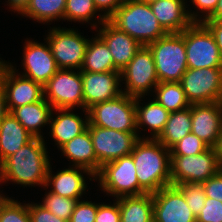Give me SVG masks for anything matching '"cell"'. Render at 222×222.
<instances>
[{"label":"cell","mask_w":222,"mask_h":222,"mask_svg":"<svg viewBox=\"0 0 222 222\" xmlns=\"http://www.w3.org/2000/svg\"><path fill=\"white\" fill-rule=\"evenodd\" d=\"M47 147L44 139L33 138L9 156L0 165L1 186L4 183H14L23 188L27 186H41L44 188L51 163Z\"/></svg>","instance_id":"obj_1"},{"label":"cell","mask_w":222,"mask_h":222,"mask_svg":"<svg viewBox=\"0 0 222 222\" xmlns=\"http://www.w3.org/2000/svg\"><path fill=\"white\" fill-rule=\"evenodd\" d=\"M139 185L147 193L171 185L170 149L157 139H139L131 152Z\"/></svg>","instance_id":"obj_2"},{"label":"cell","mask_w":222,"mask_h":222,"mask_svg":"<svg viewBox=\"0 0 222 222\" xmlns=\"http://www.w3.org/2000/svg\"><path fill=\"white\" fill-rule=\"evenodd\" d=\"M108 20L142 46H147L167 34L150 5L138 0H124Z\"/></svg>","instance_id":"obj_3"},{"label":"cell","mask_w":222,"mask_h":222,"mask_svg":"<svg viewBox=\"0 0 222 222\" xmlns=\"http://www.w3.org/2000/svg\"><path fill=\"white\" fill-rule=\"evenodd\" d=\"M147 47L152 52L159 83L180 82L188 69L185 30L180 33H167Z\"/></svg>","instance_id":"obj_4"},{"label":"cell","mask_w":222,"mask_h":222,"mask_svg":"<svg viewBox=\"0 0 222 222\" xmlns=\"http://www.w3.org/2000/svg\"><path fill=\"white\" fill-rule=\"evenodd\" d=\"M103 193L114 199L129 196H140L147 192L139 185L132 155L109 161L103 164L95 175Z\"/></svg>","instance_id":"obj_5"},{"label":"cell","mask_w":222,"mask_h":222,"mask_svg":"<svg viewBox=\"0 0 222 222\" xmlns=\"http://www.w3.org/2000/svg\"><path fill=\"white\" fill-rule=\"evenodd\" d=\"M88 124L123 132H137L135 97L121 94L88 110Z\"/></svg>","instance_id":"obj_6"},{"label":"cell","mask_w":222,"mask_h":222,"mask_svg":"<svg viewBox=\"0 0 222 222\" xmlns=\"http://www.w3.org/2000/svg\"><path fill=\"white\" fill-rule=\"evenodd\" d=\"M77 28L50 27L46 34L57 67L59 69L80 70L89 38L81 35Z\"/></svg>","instance_id":"obj_7"},{"label":"cell","mask_w":222,"mask_h":222,"mask_svg":"<svg viewBox=\"0 0 222 222\" xmlns=\"http://www.w3.org/2000/svg\"><path fill=\"white\" fill-rule=\"evenodd\" d=\"M185 50L188 68H222L221 52L203 22H193L185 29Z\"/></svg>","instance_id":"obj_8"},{"label":"cell","mask_w":222,"mask_h":222,"mask_svg":"<svg viewBox=\"0 0 222 222\" xmlns=\"http://www.w3.org/2000/svg\"><path fill=\"white\" fill-rule=\"evenodd\" d=\"M171 185L190 182L202 184L217 175L221 170L215 148L192 156H171L170 163Z\"/></svg>","instance_id":"obj_9"},{"label":"cell","mask_w":222,"mask_h":222,"mask_svg":"<svg viewBox=\"0 0 222 222\" xmlns=\"http://www.w3.org/2000/svg\"><path fill=\"white\" fill-rule=\"evenodd\" d=\"M123 94L132 97L153 94L159 83L152 52L142 46L134 58L121 70Z\"/></svg>","instance_id":"obj_10"},{"label":"cell","mask_w":222,"mask_h":222,"mask_svg":"<svg viewBox=\"0 0 222 222\" xmlns=\"http://www.w3.org/2000/svg\"><path fill=\"white\" fill-rule=\"evenodd\" d=\"M44 98L53 109H84L81 71L59 69L44 85Z\"/></svg>","instance_id":"obj_11"},{"label":"cell","mask_w":222,"mask_h":222,"mask_svg":"<svg viewBox=\"0 0 222 222\" xmlns=\"http://www.w3.org/2000/svg\"><path fill=\"white\" fill-rule=\"evenodd\" d=\"M14 63L0 58V79L4 88L8 111L44 99V86L21 75Z\"/></svg>","instance_id":"obj_12"},{"label":"cell","mask_w":222,"mask_h":222,"mask_svg":"<svg viewBox=\"0 0 222 222\" xmlns=\"http://www.w3.org/2000/svg\"><path fill=\"white\" fill-rule=\"evenodd\" d=\"M180 83L190 104L222 102V68H188Z\"/></svg>","instance_id":"obj_13"},{"label":"cell","mask_w":222,"mask_h":222,"mask_svg":"<svg viewBox=\"0 0 222 222\" xmlns=\"http://www.w3.org/2000/svg\"><path fill=\"white\" fill-rule=\"evenodd\" d=\"M87 128L98 160V172L103 164L130 155L135 143L140 139L138 132L116 131L92 124H88Z\"/></svg>","instance_id":"obj_14"},{"label":"cell","mask_w":222,"mask_h":222,"mask_svg":"<svg viewBox=\"0 0 222 222\" xmlns=\"http://www.w3.org/2000/svg\"><path fill=\"white\" fill-rule=\"evenodd\" d=\"M26 39L21 61L24 71L21 75L44 86L59 68L46 39H44V43Z\"/></svg>","instance_id":"obj_15"},{"label":"cell","mask_w":222,"mask_h":222,"mask_svg":"<svg viewBox=\"0 0 222 222\" xmlns=\"http://www.w3.org/2000/svg\"><path fill=\"white\" fill-rule=\"evenodd\" d=\"M154 222H196L181 190L174 185L152 193Z\"/></svg>","instance_id":"obj_16"},{"label":"cell","mask_w":222,"mask_h":222,"mask_svg":"<svg viewBox=\"0 0 222 222\" xmlns=\"http://www.w3.org/2000/svg\"><path fill=\"white\" fill-rule=\"evenodd\" d=\"M81 78L83 82L85 110H88L95 104L114 99L123 94L121 87V71H81Z\"/></svg>","instance_id":"obj_17"},{"label":"cell","mask_w":222,"mask_h":222,"mask_svg":"<svg viewBox=\"0 0 222 222\" xmlns=\"http://www.w3.org/2000/svg\"><path fill=\"white\" fill-rule=\"evenodd\" d=\"M51 163L48 168L45 188H49L48 191L51 193L58 194L66 198L77 199L78 201L83 200L82 196H86V192L89 190L87 184L95 180L94 174L88 169L78 166H68L63 168L57 173L52 171ZM54 173V174H53ZM86 179V180H85ZM93 179V180H92ZM87 181V182H86Z\"/></svg>","instance_id":"obj_18"},{"label":"cell","mask_w":222,"mask_h":222,"mask_svg":"<svg viewBox=\"0 0 222 222\" xmlns=\"http://www.w3.org/2000/svg\"><path fill=\"white\" fill-rule=\"evenodd\" d=\"M191 132L215 148L222 132V102L191 104Z\"/></svg>","instance_id":"obj_19"},{"label":"cell","mask_w":222,"mask_h":222,"mask_svg":"<svg viewBox=\"0 0 222 222\" xmlns=\"http://www.w3.org/2000/svg\"><path fill=\"white\" fill-rule=\"evenodd\" d=\"M94 31L106 43L112 54L113 64L119 71L134 58L142 47L138 41L118 29L108 19Z\"/></svg>","instance_id":"obj_20"},{"label":"cell","mask_w":222,"mask_h":222,"mask_svg":"<svg viewBox=\"0 0 222 222\" xmlns=\"http://www.w3.org/2000/svg\"><path fill=\"white\" fill-rule=\"evenodd\" d=\"M73 110L53 109L52 111L48 130H50L49 136L52 137L58 149L87 129L89 123L88 111L81 109L84 113V117L82 118L81 115L74 113Z\"/></svg>","instance_id":"obj_21"},{"label":"cell","mask_w":222,"mask_h":222,"mask_svg":"<svg viewBox=\"0 0 222 222\" xmlns=\"http://www.w3.org/2000/svg\"><path fill=\"white\" fill-rule=\"evenodd\" d=\"M187 3V0H158L150 7L167 33H180L193 23L186 9L190 6Z\"/></svg>","instance_id":"obj_22"},{"label":"cell","mask_w":222,"mask_h":222,"mask_svg":"<svg viewBox=\"0 0 222 222\" xmlns=\"http://www.w3.org/2000/svg\"><path fill=\"white\" fill-rule=\"evenodd\" d=\"M144 98L145 96L135 97L138 137L140 139H157L165 128L170 112L154 98L145 104L141 103L140 101H143ZM146 129L150 132V135L145 137L146 134H144L143 137L142 134L141 136L140 133H143L141 131H146Z\"/></svg>","instance_id":"obj_23"},{"label":"cell","mask_w":222,"mask_h":222,"mask_svg":"<svg viewBox=\"0 0 222 222\" xmlns=\"http://www.w3.org/2000/svg\"><path fill=\"white\" fill-rule=\"evenodd\" d=\"M58 151H61L63 157L70 161L69 165L88 169L94 176L98 173V160L95 156L92 138L87 128L80 135L62 145Z\"/></svg>","instance_id":"obj_24"},{"label":"cell","mask_w":222,"mask_h":222,"mask_svg":"<svg viewBox=\"0 0 222 222\" xmlns=\"http://www.w3.org/2000/svg\"><path fill=\"white\" fill-rule=\"evenodd\" d=\"M53 107L44 98L41 101L14 108L11 114L24 126L34 137L42 138V128L49 126Z\"/></svg>","instance_id":"obj_25"},{"label":"cell","mask_w":222,"mask_h":222,"mask_svg":"<svg viewBox=\"0 0 222 222\" xmlns=\"http://www.w3.org/2000/svg\"><path fill=\"white\" fill-rule=\"evenodd\" d=\"M34 137L8 112L0 122V165Z\"/></svg>","instance_id":"obj_26"},{"label":"cell","mask_w":222,"mask_h":222,"mask_svg":"<svg viewBox=\"0 0 222 222\" xmlns=\"http://www.w3.org/2000/svg\"><path fill=\"white\" fill-rule=\"evenodd\" d=\"M116 200L119 202L120 222H154L152 193Z\"/></svg>","instance_id":"obj_27"},{"label":"cell","mask_w":222,"mask_h":222,"mask_svg":"<svg viewBox=\"0 0 222 222\" xmlns=\"http://www.w3.org/2000/svg\"><path fill=\"white\" fill-rule=\"evenodd\" d=\"M89 39L80 71H119L113 64L112 54L106 43L97 35Z\"/></svg>","instance_id":"obj_28"},{"label":"cell","mask_w":222,"mask_h":222,"mask_svg":"<svg viewBox=\"0 0 222 222\" xmlns=\"http://www.w3.org/2000/svg\"><path fill=\"white\" fill-rule=\"evenodd\" d=\"M66 0H28L24 8L18 13L33 21L51 24L53 21L64 20ZM51 22V23H50Z\"/></svg>","instance_id":"obj_29"},{"label":"cell","mask_w":222,"mask_h":222,"mask_svg":"<svg viewBox=\"0 0 222 222\" xmlns=\"http://www.w3.org/2000/svg\"><path fill=\"white\" fill-rule=\"evenodd\" d=\"M191 125V106L181 111L170 112L165 128L157 140L170 149L188 133H191Z\"/></svg>","instance_id":"obj_30"},{"label":"cell","mask_w":222,"mask_h":222,"mask_svg":"<svg viewBox=\"0 0 222 222\" xmlns=\"http://www.w3.org/2000/svg\"><path fill=\"white\" fill-rule=\"evenodd\" d=\"M65 20H67V22L73 21L82 24L88 23L90 27L93 28L91 30H94L98 28L106 18L97 10L93 0H66L64 21Z\"/></svg>","instance_id":"obj_31"},{"label":"cell","mask_w":222,"mask_h":222,"mask_svg":"<svg viewBox=\"0 0 222 222\" xmlns=\"http://www.w3.org/2000/svg\"><path fill=\"white\" fill-rule=\"evenodd\" d=\"M151 95L169 112L181 111L191 106L180 82L158 83Z\"/></svg>","instance_id":"obj_32"},{"label":"cell","mask_w":222,"mask_h":222,"mask_svg":"<svg viewBox=\"0 0 222 222\" xmlns=\"http://www.w3.org/2000/svg\"><path fill=\"white\" fill-rule=\"evenodd\" d=\"M44 189L46 192L44 197H42L41 203L39 202V204L45 209L49 210L55 216L69 221L78 200L51 193L47 191V188L45 187Z\"/></svg>","instance_id":"obj_33"},{"label":"cell","mask_w":222,"mask_h":222,"mask_svg":"<svg viewBox=\"0 0 222 222\" xmlns=\"http://www.w3.org/2000/svg\"><path fill=\"white\" fill-rule=\"evenodd\" d=\"M185 196L186 203L193 215L197 218L200 211L204 208L206 193L200 183L184 182L176 185Z\"/></svg>","instance_id":"obj_34"},{"label":"cell","mask_w":222,"mask_h":222,"mask_svg":"<svg viewBox=\"0 0 222 222\" xmlns=\"http://www.w3.org/2000/svg\"><path fill=\"white\" fill-rule=\"evenodd\" d=\"M209 146L197 135L188 133L183 139L170 148L171 156H192L206 151Z\"/></svg>","instance_id":"obj_35"},{"label":"cell","mask_w":222,"mask_h":222,"mask_svg":"<svg viewBox=\"0 0 222 222\" xmlns=\"http://www.w3.org/2000/svg\"><path fill=\"white\" fill-rule=\"evenodd\" d=\"M0 222H31L28 204L9 198L0 210Z\"/></svg>","instance_id":"obj_36"},{"label":"cell","mask_w":222,"mask_h":222,"mask_svg":"<svg viewBox=\"0 0 222 222\" xmlns=\"http://www.w3.org/2000/svg\"><path fill=\"white\" fill-rule=\"evenodd\" d=\"M98 202L80 200L76 203L69 222H95Z\"/></svg>","instance_id":"obj_37"},{"label":"cell","mask_w":222,"mask_h":222,"mask_svg":"<svg viewBox=\"0 0 222 222\" xmlns=\"http://www.w3.org/2000/svg\"><path fill=\"white\" fill-rule=\"evenodd\" d=\"M195 7L193 10L187 7L190 19L193 22H204L207 20L215 11L219 0H190ZM195 10V11H194ZM193 11V12H192Z\"/></svg>","instance_id":"obj_38"},{"label":"cell","mask_w":222,"mask_h":222,"mask_svg":"<svg viewBox=\"0 0 222 222\" xmlns=\"http://www.w3.org/2000/svg\"><path fill=\"white\" fill-rule=\"evenodd\" d=\"M196 222H222V202L206 197L204 208L200 211Z\"/></svg>","instance_id":"obj_39"},{"label":"cell","mask_w":222,"mask_h":222,"mask_svg":"<svg viewBox=\"0 0 222 222\" xmlns=\"http://www.w3.org/2000/svg\"><path fill=\"white\" fill-rule=\"evenodd\" d=\"M113 203H98L95 222H120L119 202L113 199Z\"/></svg>","instance_id":"obj_40"},{"label":"cell","mask_w":222,"mask_h":222,"mask_svg":"<svg viewBox=\"0 0 222 222\" xmlns=\"http://www.w3.org/2000/svg\"><path fill=\"white\" fill-rule=\"evenodd\" d=\"M28 212L31 218V222H69L68 220L59 218L45 209L39 202L31 203L28 201Z\"/></svg>","instance_id":"obj_41"},{"label":"cell","mask_w":222,"mask_h":222,"mask_svg":"<svg viewBox=\"0 0 222 222\" xmlns=\"http://www.w3.org/2000/svg\"><path fill=\"white\" fill-rule=\"evenodd\" d=\"M206 197L222 202V170L215 176L202 183Z\"/></svg>","instance_id":"obj_42"},{"label":"cell","mask_w":222,"mask_h":222,"mask_svg":"<svg viewBox=\"0 0 222 222\" xmlns=\"http://www.w3.org/2000/svg\"><path fill=\"white\" fill-rule=\"evenodd\" d=\"M95 7L108 19L123 3L124 0H93Z\"/></svg>","instance_id":"obj_43"},{"label":"cell","mask_w":222,"mask_h":222,"mask_svg":"<svg viewBox=\"0 0 222 222\" xmlns=\"http://www.w3.org/2000/svg\"><path fill=\"white\" fill-rule=\"evenodd\" d=\"M213 34L222 55V20H205L203 22Z\"/></svg>","instance_id":"obj_44"},{"label":"cell","mask_w":222,"mask_h":222,"mask_svg":"<svg viewBox=\"0 0 222 222\" xmlns=\"http://www.w3.org/2000/svg\"><path fill=\"white\" fill-rule=\"evenodd\" d=\"M8 112L9 111L7 108L5 92L0 79V122L3 120V118L7 115Z\"/></svg>","instance_id":"obj_45"},{"label":"cell","mask_w":222,"mask_h":222,"mask_svg":"<svg viewBox=\"0 0 222 222\" xmlns=\"http://www.w3.org/2000/svg\"><path fill=\"white\" fill-rule=\"evenodd\" d=\"M5 2H7L6 6L9 7L10 11L17 14L24 8L28 0H7Z\"/></svg>","instance_id":"obj_46"},{"label":"cell","mask_w":222,"mask_h":222,"mask_svg":"<svg viewBox=\"0 0 222 222\" xmlns=\"http://www.w3.org/2000/svg\"><path fill=\"white\" fill-rule=\"evenodd\" d=\"M207 20H222V0L218 1L217 8Z\"/></svg>","instance_id":"obj_47"},{"label":"cell","mask_w":222,"mask_h":222,"mask_svg":"<svg viewBox=\"0 0 222 222\" xmlns=\"http://www.w3.org/2000/svg\"><path fill=\"white\" fill-rule=\"evenodd\" d=\"M217 158L219 159L220 166L222 168V132L220 133L217 145L215 146Z\"/></svg>","instance_id":"obj_48"},{"label":"cell","mask_w":222,"mask_h":222,"mask_svg":"<svg viewBox=\"0 0 222 222\" xmlns=\"http://www.w3.org/2000/svg\"><path fill=\"white\" fill-rule=\"evenodd\" d=\"M2 192L3 190L0 191V210L6 201L10 198L8 195H5V193L3 194Z\"/></svg>","instance_id":"obj_49"},{"label":"cell","mask_w":222,"mask_h":222,"mask_svg":"<svg viewBox=\"0 0 222 222\" xmlns=\"http://www.w3.org/2000/svg\"><path fill=\"white\" fill-rule=\"evenodd\" d=\"M138 1H140V2H144V3H147V4H151V3H154V2H156V1H158V0H138Z\"/></svg>","instance_id":"obj_50"}]
</instances>
